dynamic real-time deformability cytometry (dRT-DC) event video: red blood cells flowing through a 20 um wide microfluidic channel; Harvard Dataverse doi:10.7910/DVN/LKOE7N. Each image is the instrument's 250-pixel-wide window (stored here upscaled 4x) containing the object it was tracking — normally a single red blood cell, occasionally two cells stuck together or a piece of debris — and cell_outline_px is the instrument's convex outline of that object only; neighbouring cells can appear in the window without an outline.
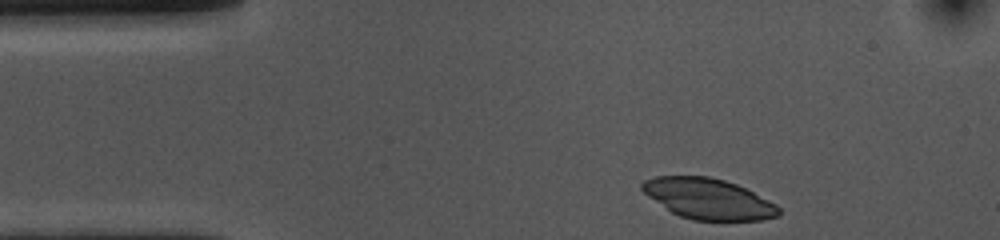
{"species": "common noctule bat (a hibernating species)", "species_latin": "Nyctalus noctula", "temperature_condition": "cold", "stored_images_in_passage": 36, "camera_frame_rate_fps": 3000, "um_per_image_px": 0.085, "animal": {"sex": "female", "body_mass_g": 10.0, "forearm_length_mm": 53.1}, "frame": {"image": 1, "passage_image": 1, "time_ms": 0.0, "image_size_px": [1000, 240], "cell_outline_px": [[780, 216], [764, 220], [692, 220], [680, 216], [672, 212], [648, 196], [640, 188], [640, 184], [644, 180], [656, 176], [708, 176], [724, 180], [736, 184], [776, 204], [780, 208]], "centroid_in_image_um": [60.21, 16.9], "position_along_channel_um": 24.8, "area_um2": 32.19}}